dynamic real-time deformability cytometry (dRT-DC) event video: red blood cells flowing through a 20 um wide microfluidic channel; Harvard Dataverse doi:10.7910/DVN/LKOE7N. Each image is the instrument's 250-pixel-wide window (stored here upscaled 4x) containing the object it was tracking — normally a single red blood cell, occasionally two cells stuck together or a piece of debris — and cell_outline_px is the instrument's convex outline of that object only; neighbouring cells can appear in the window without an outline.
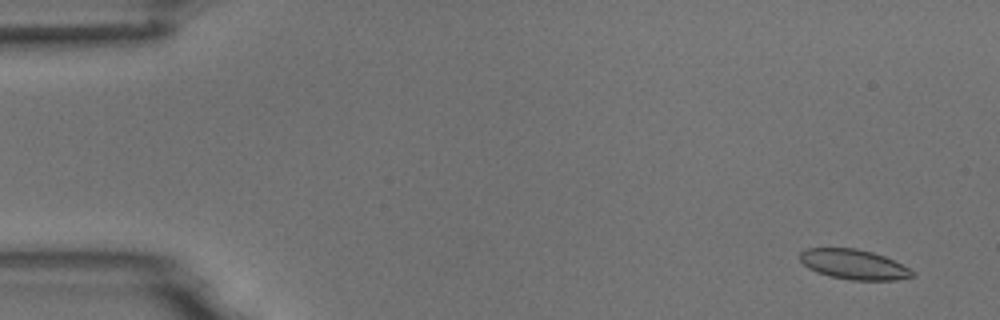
{"species": "common noctule bat (a hibernating species)", "species_latin": "Nyctalus noctula", "temperature_condition": "room temperature", "stored_images_in_passage": 55, "camera_frame_rate_fps": 3000, "um_per_image_px": 0.085, "animal": {"sex": "male", "body_mass_g": 18.8}, "frame": {"image": 1, "passage_image": 3, "time_ms": 0.667, "image_size_px": [1000, 320], "cell_outline_px": [[916, 276], [896, 280], [852, 280], [828, 276], [816, 272], [808, 268], [800, 260], [800, 252], [804, 248], [856, 248], [872, 252], [884, 256], [916, 272]], "centroid_in_image_um": [72.56, 22.48], "position_along_channel_um": 12.4, "area_um2": 19.65}}
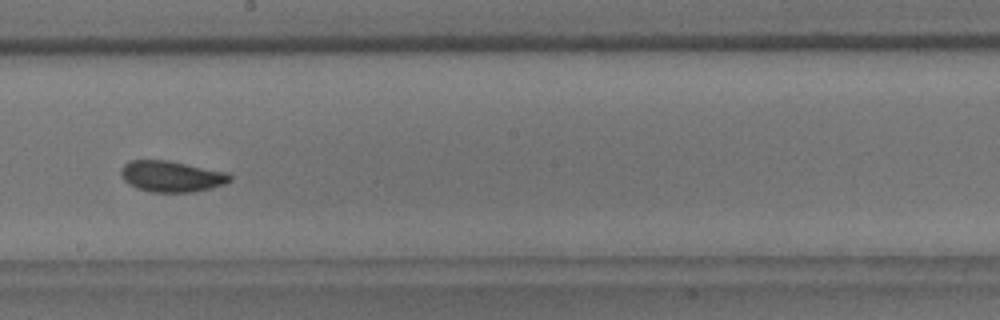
{"frame": {"image": 2, "passage_image": 31, "time_ms": 10.0, "image_size_px": [1000, 320], "cell_outline_px": [[232, 180], [224, 184], [212, 188], [196, 192], [152, 192], [136, 188], [128, 184], [124, 180], [120, 172], [120, 168], [128, 160], [168, 160], [228, 172], [232, 176]], "centroid_in_image_um": [14.58, 14.99], "position_along_channel_um": 233.6, "area_um2": 20.0}}
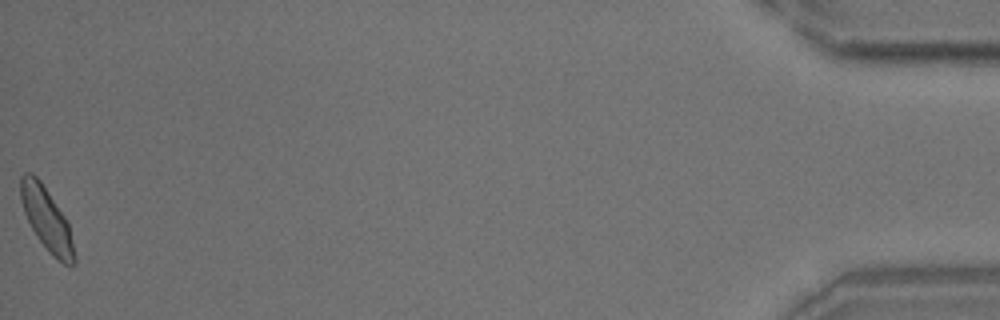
{"frame": {"image": 3, "passage_image": 55, "time_ms": 18.0, "image_size_px": [1000, 320], "cell_outline_px": [[76, 264], [72, 268], [64, 264], [52, 256], [48, 252], [36, 236], [24, 212], [20, 200], [20, 176], [24, 172], [32, 172], [40, 180], [64, 216], [68, 224], [76, 256]], "centroid_in_image_um": [3.97, 18.66], "position_along_channel_um": 431.2, "area_um2": 19.77}, "authors_computed_cell_mechanics": {"area_um2": 19.5364, "velocity_mm_per_s": 3.6869, "shape_relaxation_time_tau1_ms": 3.8336, "shape_relaxation_time_tau2_ms": 1.266, "deformation_change_tau1": 0.0986, "deformation_change_tau2": 0.046}}